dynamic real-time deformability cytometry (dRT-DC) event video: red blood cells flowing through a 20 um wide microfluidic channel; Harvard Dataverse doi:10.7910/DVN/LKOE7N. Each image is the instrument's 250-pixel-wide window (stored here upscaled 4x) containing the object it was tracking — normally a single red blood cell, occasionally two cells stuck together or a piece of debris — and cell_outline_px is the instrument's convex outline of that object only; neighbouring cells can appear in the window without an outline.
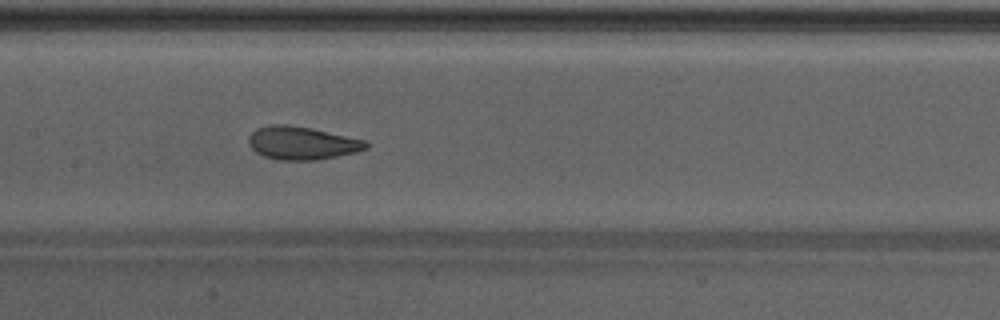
{"species": "Egyptian fruit bat (a non-hibernating species)", "species_latin": "Rousettus aegyptiacus", "temperature_condition": "warm", "stored_images_in_passage": 35, "camera_frame_rate_fps": 3000, "um_per_image_px": 0.085, "animal": {"sex": "male"}, "frame": {"image": 1, "passage_image": 11, "time_ms": 3.333, "image_size_px": [1000, 320], "cell_outline_px": [[368, 148], [356, 152], [316, 160], [276, 160], [264, 156], [256, 152], [248, 144], [248, 136], [256, 128], [268, 124], [288, 124], [312, 128], [364, 140], [368, 144]], "centroid_in_image_um": [25.62, 12.15], "position_along_channel_um": 181.8, "area_um2": 22.72}, "authors_computed_cell_mechanics": {"area_um2": 23.12, "velocity_mm_per_s": 4.2843, "shape_relaxation_time_tau1_ms": 3.2195, "shape_relaxation_time_tau2_ms": 0.7748, "deformation_change_tau1": 0.1446, "deformation_change_tau2": 0.0797}}